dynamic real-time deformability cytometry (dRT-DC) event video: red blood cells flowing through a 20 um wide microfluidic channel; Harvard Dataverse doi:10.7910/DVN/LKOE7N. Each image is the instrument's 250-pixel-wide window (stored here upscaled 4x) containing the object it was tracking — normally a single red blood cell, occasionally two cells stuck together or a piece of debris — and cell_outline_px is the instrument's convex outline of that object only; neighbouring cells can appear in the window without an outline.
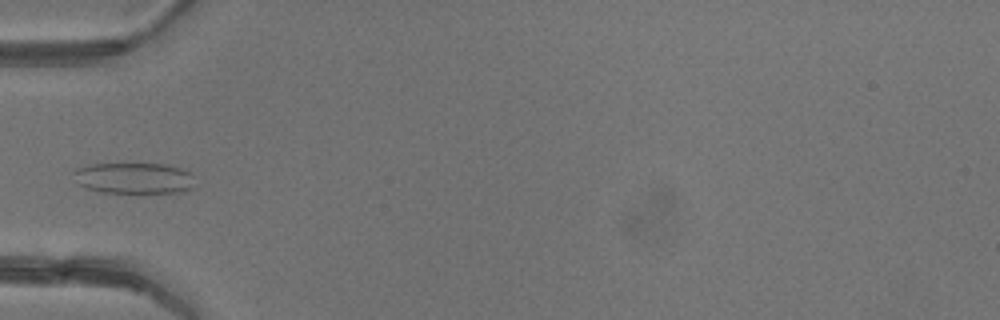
{"species": "common noctule bat (a hibernating species)", "species_latin": "Nyctalus noctula", "temperature_condition": "warm", "stored_images_in_passage": 4, "camera_frame_rate_fps": 3000, "um_per_image_px": 0.085, "animal": {"sex": "female"}, "frame": {"image": 1, "passage_image": 4, "time_ms": 3.333, "image_size_px": [1000, 320], "cell_outline_px": [[192, 188], [180, 192], [136, 196], [100, 192], [76, 184], [72, 172], [76, 168], [92, 164], [164, 164], [180, 168], [188, 172], [192, 176]], "centroid_in_image_um": [11.34, 15.2], "position_along_channel_um": 73.7, "area_um2": 22.89}}